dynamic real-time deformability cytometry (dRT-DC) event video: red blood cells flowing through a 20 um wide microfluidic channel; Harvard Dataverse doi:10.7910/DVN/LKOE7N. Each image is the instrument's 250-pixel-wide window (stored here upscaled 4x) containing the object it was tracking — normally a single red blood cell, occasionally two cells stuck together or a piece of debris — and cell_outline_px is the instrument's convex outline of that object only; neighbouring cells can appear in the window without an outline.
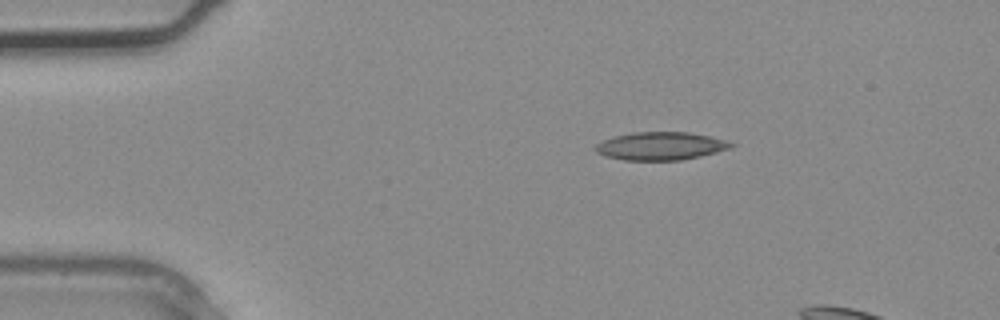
{"species": "common noctule bat (a hibernating species)", "species_latin": "Nyctalus noctula", "temperature_condition": "warm", "stored_images_in_passage": 2, "camera_frame_rate_fps": 3000, "um_per_image_px": 0.085, "animal": {"sex": "male", "body_mass_g": 20.4}, "frame": {"image": 1, "passage_image": 2, "time_ms": 0.333, "image_size_px": [1000, 320], "cell_outline_px": [[736, 144], [732, 148], [700, 156], [680, 160], [624, 160], [604, 156], [596, 152], [596, 144], [604, 140], [616, 136], [632, 132], [688, 132], [728, 140]], "centroid_in_image_um": [56.19, 12.41], "position_along_channel_um": 28.8, "area_um2": 22.08}}